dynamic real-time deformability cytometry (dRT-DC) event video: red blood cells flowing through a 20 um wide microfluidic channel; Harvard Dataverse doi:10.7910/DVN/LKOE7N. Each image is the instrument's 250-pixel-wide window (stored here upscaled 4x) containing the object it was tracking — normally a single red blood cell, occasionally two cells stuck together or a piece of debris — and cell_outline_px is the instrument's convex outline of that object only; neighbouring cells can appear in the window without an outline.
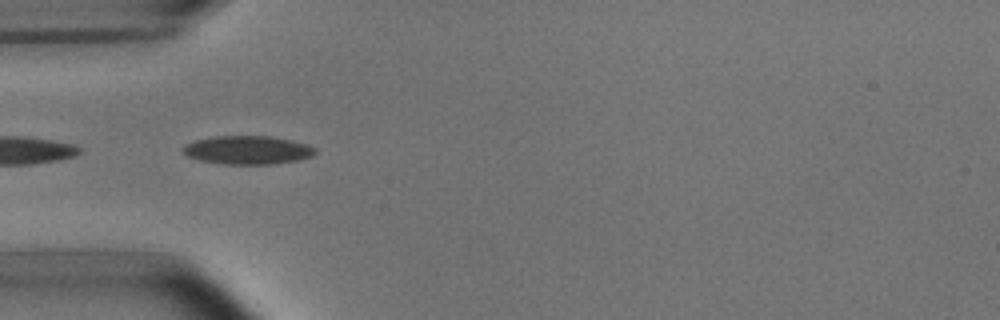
{"species": "common noctule bat (a hibernating species)", "species_latin": "Nyctalus noctula", "temperature_condition": "room temperature", "stored_images_in_passage": 9, "camera_frame_rate_fps": 3000, "um_per_image_px": 0.085, "animal": {"sex": "male", "body_mass_g": 15.6}, "frame": {"image": 1, "passage_image": 4, "time_ms": 1.0, "image_size_px": [1000, 320], "cell_outline_px": [[316, 152], [312, 156], [300, 160], [276, 164], [220, 164], [200, 160], [188, 156], [180, 152], [180, 148], [184, 144], [196, 140], [212, 136], [268, 136], [292, 140], [316, 148]], "centroid_in_image_um": [21.0, 12.76], "position_along_channel_um": 64.0, "area_um2": 22.2}}